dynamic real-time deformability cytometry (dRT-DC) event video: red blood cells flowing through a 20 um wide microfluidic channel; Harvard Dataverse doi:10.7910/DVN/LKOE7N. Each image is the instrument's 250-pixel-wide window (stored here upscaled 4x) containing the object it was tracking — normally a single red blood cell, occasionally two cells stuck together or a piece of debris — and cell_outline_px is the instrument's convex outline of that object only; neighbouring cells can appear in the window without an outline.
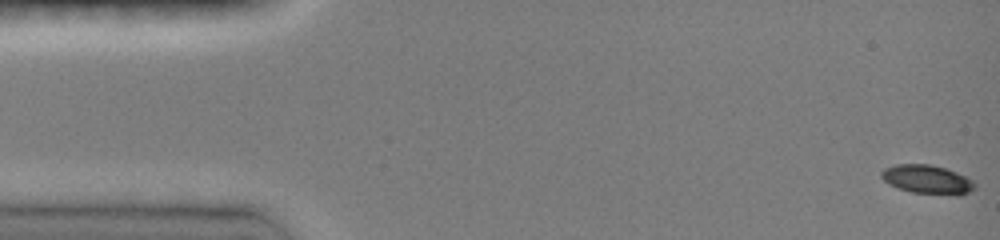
{"species": "common noctule bat (a hibernating species)", "species_latin": "Nyctalus noctula", "temperature_condition": "room temperature", "stored_images_in_passage": 4, "camera_frame_rate_fps": 3000, "um_per_image_px": 0.085, "animal": {"sex": "female", "body_mass_g": 19.0, "forearm_length_mm": 51.5}, "frame": {"image": 1, "passage_image": 1, "time_ms": 0.0, "image_size_px": [1000, 240], "cell_outline_px": [[976, 188], [960, 196], [956, 196], [912, 192], [888, 184], [880, 176], [880, 172], [884, 168], [896, 164], [928, 164], [944, 168], [956, 172], [972, 180], [976, 184]], "centroid_in_image_um": [78.82, 15.26], "position_along_channel_um": 6.2, "area_um2": 15.78}}
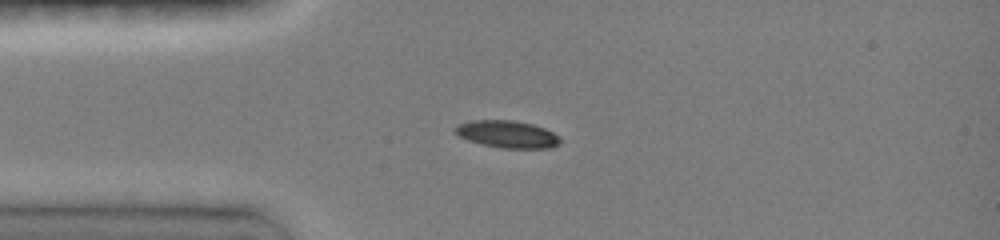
{"frame": {"image": 2, "passage_image": 4, "time_ms": 3.667, "image_size_px": [1000, 240], "cell_outline_px": [[560, 144], [552, 148], [500, 148], [480, 144], [468, 140], [460, 136], [452, 128], [456, 124], [472, 120], [512, 120], [532, 124], [544, 128], [560, 136]], "centroid_in_image_um": [43.11, 11.41], "position_along_channel_um": 41.9, "area_um2": 16.82}}